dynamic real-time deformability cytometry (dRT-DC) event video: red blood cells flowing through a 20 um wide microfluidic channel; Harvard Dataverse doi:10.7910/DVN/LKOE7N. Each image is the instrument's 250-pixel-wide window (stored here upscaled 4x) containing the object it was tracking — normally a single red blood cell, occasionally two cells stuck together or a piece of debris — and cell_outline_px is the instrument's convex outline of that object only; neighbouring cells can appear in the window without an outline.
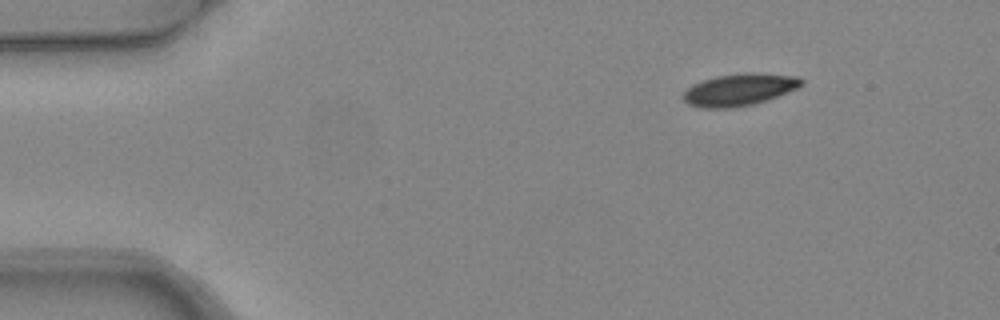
{"species": "common noctule bat (a hibernating species)", "species_latin": "Nyctalus noctula", "temperature_condition": "warm", "stored_images_in_passage": 3, "camera_frame_rate_fps": 3000, "um_per_image_px": 0.085, "animal": {"sex": "female", "body_mass_g": 24.6, "forearm_length_mm": 56.2}, "frame": {"image": 1, "passage_image": 1, "time_ms": 0.0, "image_size_px": [1000, 320], "cell_outline_px": [[804, 84], [796, 88], [776, 96], [752, 104], [728, 108], [700, 108], [688, 104], [684, 100], [684, 92], [692, 84], [716, 76], [744, 72], [752, 72], [796, 76], [804, 80]], "centroid_in_image_um": [62.82, 7.61], "position_along_channel_um": 22.2, "area_um2": 21.85}}
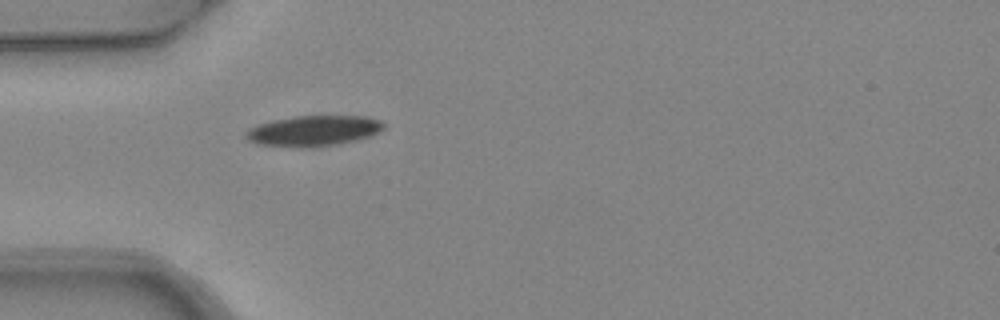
{"frame": {"image": 2, "passage_image": 3, "time_ms": 0.667, "image_size_px": [1000, 320], "cell_outline_px": [[384, 128], [380, 132], [356, 140], [332, 144], [300, 148], [256, 144], [248, 140], [244, 136], [244, 132], [248, 128], [272, 120], [296, 116], [364, 116], [380, 120], [384, 124]], "centroid_in_image_um": [26.6, 11.11], "position_along_channel_um": 58.4, "area_um2": 24.45}}